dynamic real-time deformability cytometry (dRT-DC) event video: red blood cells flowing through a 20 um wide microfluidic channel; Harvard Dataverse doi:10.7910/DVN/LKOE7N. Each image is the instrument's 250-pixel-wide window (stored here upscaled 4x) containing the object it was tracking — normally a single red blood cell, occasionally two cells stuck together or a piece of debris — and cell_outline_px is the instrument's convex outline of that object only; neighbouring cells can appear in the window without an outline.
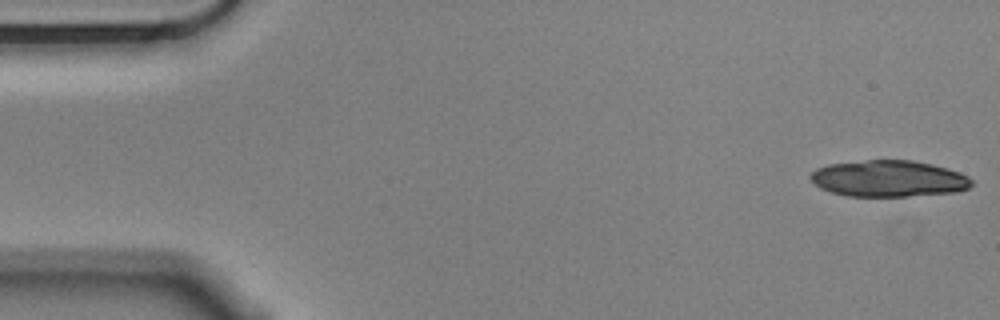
{"species": "Egyptian fruit bat (a non-hibernating species)", "species_latin": "Rousettus aegyptiacus", "temperature_condition": "cold", "stored_images_in_passage": 24, "camera_frame_rate_fps": 3000, "um_per_image_px": 0.085, "animal": {"sex": "male"}, "frame": {"image": 1, "passage_image": 1, "time_ms": 0.0, "image_size_px": [1000, 320], "cell_outline_px": [[972, 184], [968, 188], [956, 192], [908, 196], [848, 196], [832, 192], [820, 188], [808, 176], [816, 168], [828, 164], [868, 160], [912, 160], [932, 164], [948, 168], [960, 172], [968, 176], [972, 180]], "centroid_in_image_um": [75.55, 15.17], "position_along_channel_um": 9.5, "area_um2": 34.22}}
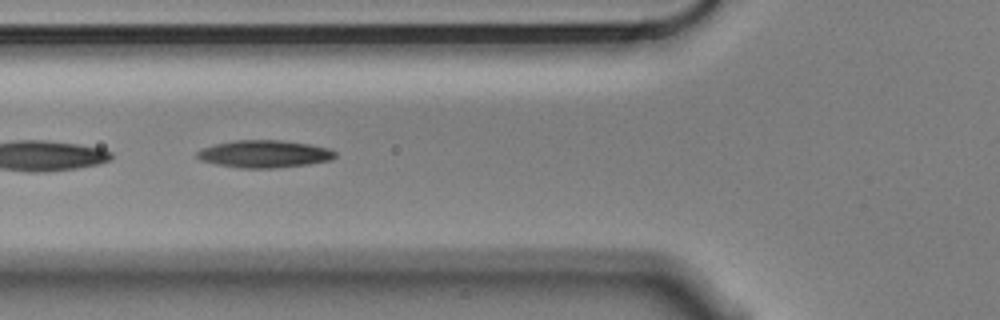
{"frame": {"image": 2, "passage_image": 20, "time_ms": 6.333, "image_size_px": [1000, 320], "cell_outline_px": [[336, 156], [332, 160], [308, 164], [272, 168], [240, 168], [216, 164], [200, 160], [196, 156], [196, 152], [200, 148], [216, 144], [236, 140], [280, 140], [308, 144], [328, 148], [336, 152]], "centroid_in_image_um": [22.45, 13.08], "position_along_channel_um": 103.4, "area_um2": 22.02}}